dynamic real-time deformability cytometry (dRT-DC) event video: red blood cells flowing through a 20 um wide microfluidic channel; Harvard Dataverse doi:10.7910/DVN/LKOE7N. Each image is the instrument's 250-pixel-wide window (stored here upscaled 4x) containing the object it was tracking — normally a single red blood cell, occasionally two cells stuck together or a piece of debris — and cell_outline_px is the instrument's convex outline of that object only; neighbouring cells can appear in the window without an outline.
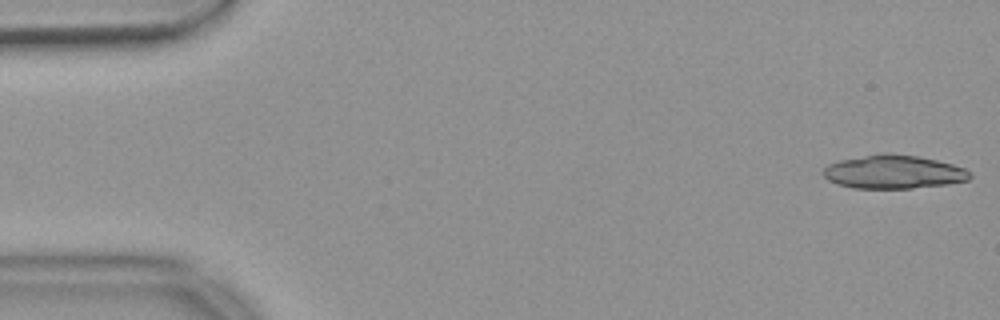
{"species": "common noctule bat (a hibernating species)", "species_latin": "Nyctalus noctula", "temperature_condition": "warm", "stored_images_in_passage": 18, "camera_frame_rate_fps": 3000, "um_per_image_px": 0.085, "animal": {"sex": "female", "body_mass_g": 18.4}, "frame": {"image": 1, "passage_image": 1, "time_ms": 0.0, "image_size_px": [1000, 320], "cell_outline_px": [[972, 176], [968, 180], [944, 184], [912, 188], [852, 188], [836, 184], [828, 180], [824, 176], [824, 168], [828, 164], [840, 160], [884, 152], [888, 152], [920, 156], [952, 164], [964, 168]], "centroid_in_image_um": [75.92, 14.6], "position_along_channel_um": 9.1, "area_um2": 28.61}}